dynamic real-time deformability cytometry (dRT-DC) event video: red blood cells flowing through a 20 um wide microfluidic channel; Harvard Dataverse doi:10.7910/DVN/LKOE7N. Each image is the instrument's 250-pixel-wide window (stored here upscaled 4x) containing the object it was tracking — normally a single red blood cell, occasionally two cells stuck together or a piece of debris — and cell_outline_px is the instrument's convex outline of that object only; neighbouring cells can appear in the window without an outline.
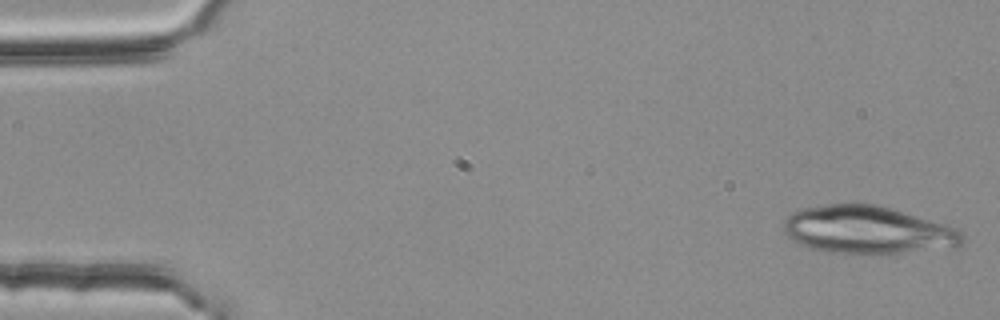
{"species": "common noctule bat (a hibernating species)", "species_latin": "Nyctalus noctula", "temperature_condition": "room temperature", "stored_images_in_passage": 3, "camera_frame_rate_fps": 3000, "um_per_image_px": 0.085, "animal": {"sex": "female", "body_mass_g": 25.1}, "frame": {"image": 1, "passage_image": 1, "time_ms": 0.0, "image_size_px": [1000, 320], "cell_outline_px": [[964, 240], [956, 248], [880, 256], [828, 252], [812, 248], [800, 244], [792, 240], [784, 232], [784, 220], [792, 212], [800, 208], [828, 204], [876, 204], [944, 224], [964, 232]], "centroid_in_image_um": [73.78, 19.59], "position_along_channel_um": 11.2, "area_um2": 50.63}}